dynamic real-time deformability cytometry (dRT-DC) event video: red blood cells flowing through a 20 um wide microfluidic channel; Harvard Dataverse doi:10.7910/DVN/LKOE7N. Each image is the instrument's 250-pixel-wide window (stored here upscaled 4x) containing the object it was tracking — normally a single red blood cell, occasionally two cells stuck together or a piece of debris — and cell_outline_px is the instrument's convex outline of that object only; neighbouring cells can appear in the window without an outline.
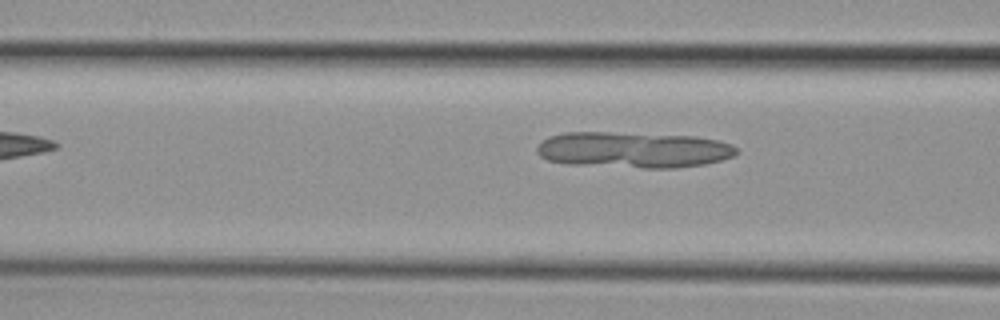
{"species": "common noctule bat (a hibernating species)", "species_latin": "Nyctalus noctula", "temperature_condition": "cold", "stored_images_in_passage": 5, "camera_frame_rate_fps": 3000, "um_per_image_px": 0.085, "animal": {"sex": "female", "body_mass_g": 29.2, "forearm_length_mm": 56.3}, "frame": {"image": 1, "passage_image": 5, "time_ms": 4.667, "image_size_px": [1000, 320], "cell_outline_px": [[740, 152], [732, 156], [720, 160], [704, 164], [676, 168], [640, 168], [568, 164], [548, 160], [540, 156], [536, 152], [536, 148], [548, 136], [564, 132], [608, 132], [696, 136], [720, 140], [732, 144]], "centroid_in_image_um": [53.84, 12.73], "position_along_channel_um": 112.8, "area_um2": 42.19}}